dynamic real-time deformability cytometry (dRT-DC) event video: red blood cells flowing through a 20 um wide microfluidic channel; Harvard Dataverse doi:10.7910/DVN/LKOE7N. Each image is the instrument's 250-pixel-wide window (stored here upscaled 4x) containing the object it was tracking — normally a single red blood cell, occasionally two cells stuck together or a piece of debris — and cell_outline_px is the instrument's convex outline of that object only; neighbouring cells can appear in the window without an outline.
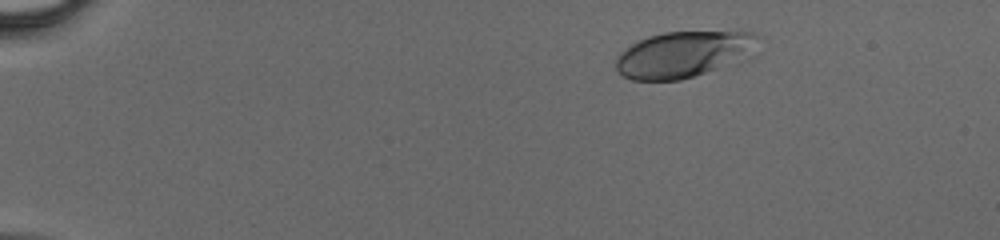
{"species": "human", "species_latin": "Homo sapiens", "temperature_condition": "cold", "stored_images_in_passage": 40, "camera_frame_rate_fps": 3000, "um_per_image_px": 0.085, "donor": {"sex": "male"}, "frame": {"image": 1, "passage_image": 1, "time_ms": 0.0, "image_size_px": [1000, 240], "cell_outline_px": [[760, 36], [756, 56], [748, 60], [680, 80], [632, 80], [616, 72], [616, 56], [620, 52], [632, 44], [648, 36], [664, 32], [756, 32]], "centroid_in_image_um": [58.21, 4.62], "position_along_channel_um": 26.8, "area_um2": 39.07}}
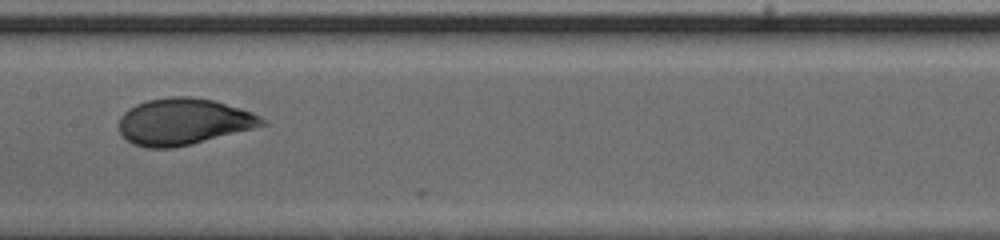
{"frame": {"image": 2, "passage_image": 19, "time_ms": 6.0, "image_size_px": [1000, 240], "cell_outline_px": [[268, 124], [192, 144], [172, 148], [144, 148], [132, 144], [120, 132], [120, 116], [128, 108], [136, 104], [148, 100], [168, 96], [192, 96], [216, 100], [252, 112], [260, 116]], "centroid_in_image_um": [15.58, 10.33], "position_along_channel_um": 191.8, "area_um2": 38.9}}
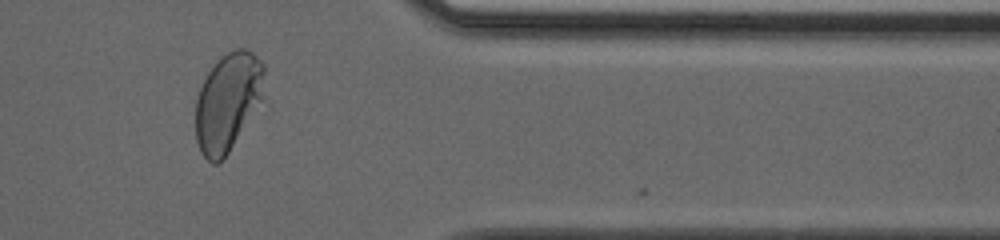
{"frame": {"image": 3, "passage_image": 33, "time_ms": 10.667, "image_size_px": [1000, 240], "cell_outline_px": [[264, 72], [260, 100], [224, 160], [216, 164], [212, 164], [200, 152], [196, 140], [196, 100], [200, 88], [208, 72], [228, 52], [236, 48], [244, 48], [252, 52], [264, 64]], "centroid_in_image_um": [19.33, 8.69], "position_along_channel_um": 392.1, "area_um2": 38.44}}